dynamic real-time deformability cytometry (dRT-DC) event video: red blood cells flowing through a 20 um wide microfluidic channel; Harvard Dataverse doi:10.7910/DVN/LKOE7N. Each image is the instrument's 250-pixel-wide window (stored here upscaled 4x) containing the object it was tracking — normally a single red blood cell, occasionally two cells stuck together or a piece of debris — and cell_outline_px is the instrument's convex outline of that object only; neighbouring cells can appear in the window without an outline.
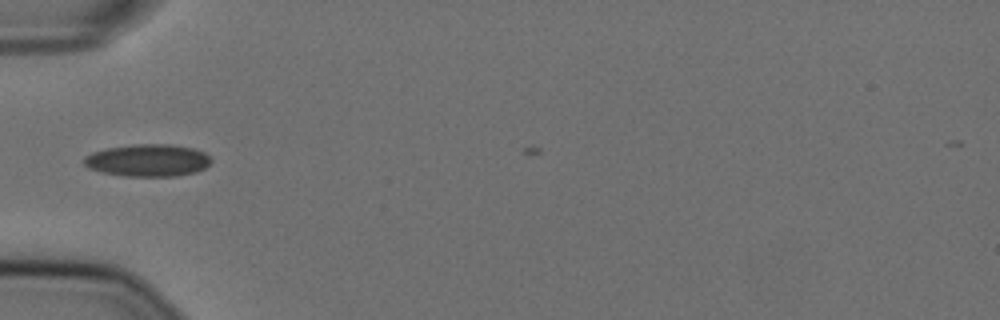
{"species": "Egyptian fruit bat (a non-hibernating species)", "species_latin": "Rousettus aegyptiacus", "temperature_condition": "cold", "stored_images_in_passage": 4, "camera_frame_rate_fps": 3000, "um_per_image_px": 0.085, "animal": {"sex": "female"}, "frame": {"image": 1, "passage_image": 2, "time_ms": 0.333, "image_size_px": [1000, 320], "cell_outline_px": [[212, 160], [204, 168], [196, 172], [176, 176], [124, 176], [100, 172], [88, 168], [84, 164], [84, 156], [92, 152], [108, 148], [136, 144], [168, 144], [192, 148], [204, 152]], "centroid_in_image_um": [12.54, 13.63], "position_along_channel_um": 72.5, "area_um2": 23.87}}